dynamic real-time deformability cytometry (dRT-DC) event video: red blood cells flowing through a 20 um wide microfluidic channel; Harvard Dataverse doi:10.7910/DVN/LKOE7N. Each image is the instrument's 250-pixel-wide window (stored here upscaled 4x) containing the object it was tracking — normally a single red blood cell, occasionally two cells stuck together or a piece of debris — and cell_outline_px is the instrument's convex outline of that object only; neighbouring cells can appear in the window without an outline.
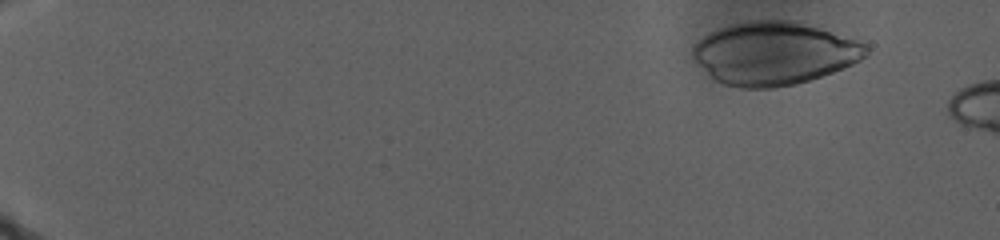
{"species": "human", "species_latin": "Homo sapiens", "temperature_condition": "warm", "stored_images_in_passage": 24, "camera_frame_rate_fps": 3000, "um_per_image_px": 0.085, "donor": {"sex": "male"}, "frame": {"image": 1, "passage_image": 19, "time_ms": 3.667, "image_size_px": [1000, 240], "cell_outline_px": [[868, 56], [844, 68], [796, 84], [776, 88], [740, 88], [724, 84], [716, 80], [696, 64], [692, 60], [692, 48], [708, 32], [728, 24], [748, 20], [800, 20], [868, 44]], "centroid_in_image_um": [65.8, 4.51], "position_along_channel_um": 19.2, "area_um2": 64.22}}